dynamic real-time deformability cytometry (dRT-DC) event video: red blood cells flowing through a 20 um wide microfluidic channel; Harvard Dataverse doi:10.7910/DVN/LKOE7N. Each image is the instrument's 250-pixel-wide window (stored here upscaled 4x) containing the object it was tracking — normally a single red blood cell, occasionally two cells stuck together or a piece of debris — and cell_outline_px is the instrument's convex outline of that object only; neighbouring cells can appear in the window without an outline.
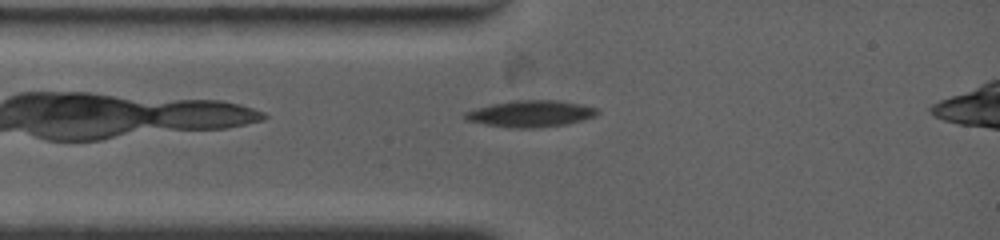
{"species": "common noctule bat (a hibernating species)", "species_latin": "Nyctalus noctula", "temperature_condition": "warm", "stored_images_in_passage": 1, "camera_frame_rate_fps": 4500, "um_per_image_px": 0.085, "animal": {"sex": "female", "body_mass_g": 19.0, "forearm_length_mm": 53.3}, "frame": {"image": 1, "passage_image": 1, "time_ms": 0.0, "image_size_px": [1000, 240], "cell_outline_px": [[600, 112], [596, 116], [568, 124], [536, 128], [512, 128], [464, 120], [464, 112], [476, 108], [492, 104], [516, 100], [560, 100], [584, 104], [600, 108]], "centroid_in_image_um": [45.18, 9.66], "position_along_channel_um": 39.8, "area_um2": 20.69}}